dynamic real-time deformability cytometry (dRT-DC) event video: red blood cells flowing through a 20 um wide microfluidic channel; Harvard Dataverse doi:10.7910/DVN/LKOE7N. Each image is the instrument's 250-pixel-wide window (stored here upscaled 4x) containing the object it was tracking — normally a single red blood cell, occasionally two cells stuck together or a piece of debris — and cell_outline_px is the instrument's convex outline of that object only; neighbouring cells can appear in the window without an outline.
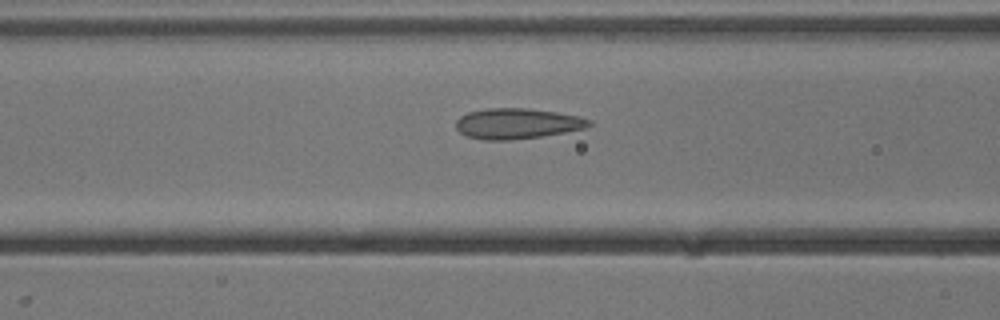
{"species": "common noctule bat (a hibernating species)", "species_latin": "Nyctalus noctula", "temperature_condition": "cold", "stored_images_in_passage": 13, "camera_frame_rate_fps": 3000, "um_per_image_px": 0.085, "animal": {"sex": "male", "body_mass_g": 13.3}, "frame": {"image": 1, "passage_image": 11, "time_ms": 3.333, "image_size_px": [1000, 320], "cell_outline_px": [[592, 124], [584, 128], [564, 132], [540, 136], [508, 140], [484, 140], [468, 136], [460, 132], [456, 128], [456, 120], [460, 116], [468, 112], [488, 108], [528, 108], [556, 112], [580, 116], [592, 120]], "centroid_in_image_um": [43.95, 10.49], "position_along_channel_um": 122.6, "area_um2": 23.58}}